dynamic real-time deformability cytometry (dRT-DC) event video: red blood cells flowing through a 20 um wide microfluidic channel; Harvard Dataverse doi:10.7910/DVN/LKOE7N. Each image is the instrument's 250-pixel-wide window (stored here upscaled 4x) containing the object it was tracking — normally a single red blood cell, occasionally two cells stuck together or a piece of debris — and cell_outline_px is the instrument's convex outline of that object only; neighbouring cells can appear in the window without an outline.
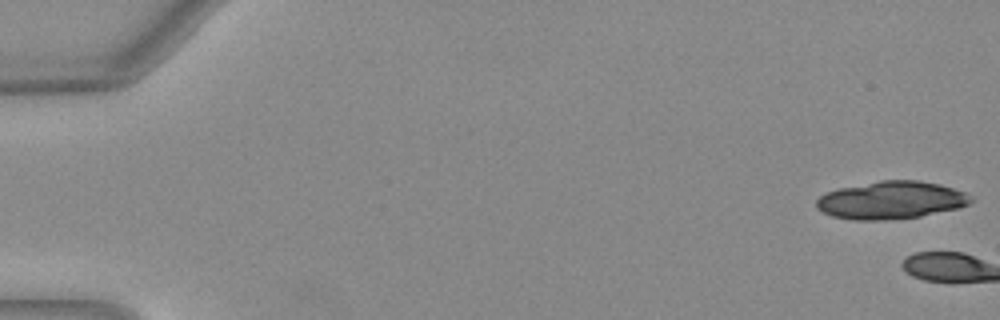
{"species": "Egyptian fruit bat (a non-hibernating species)", "species_latin": "Rousettus aegyptiacus", "temperature_condition": "warm", "stored_images_in_passage": 3, "camera_frame_rate_fps": 3000, "um_per_image_px": 0.085, "animal": {"sex": "female"}, "frame": {"image": 1, "passage_image": 1, "time_ms": 0.0, "image_size_px": [1000, 320], "cell_outline_px": [[972, 200], [968, 204], [956, 208], [920, 216], [884, 220], [852, 220], [832, 216], [816, 208], [816, 200], [820, 196], [828, 192], [840, 188], [880, 180], [920, 180], [940, 184], [964, 192], [972, 196]], "centroid_in_image_um": [75.73, 17.01], "position_along_channel_um": 9.3, "area_um2": 33.7}}